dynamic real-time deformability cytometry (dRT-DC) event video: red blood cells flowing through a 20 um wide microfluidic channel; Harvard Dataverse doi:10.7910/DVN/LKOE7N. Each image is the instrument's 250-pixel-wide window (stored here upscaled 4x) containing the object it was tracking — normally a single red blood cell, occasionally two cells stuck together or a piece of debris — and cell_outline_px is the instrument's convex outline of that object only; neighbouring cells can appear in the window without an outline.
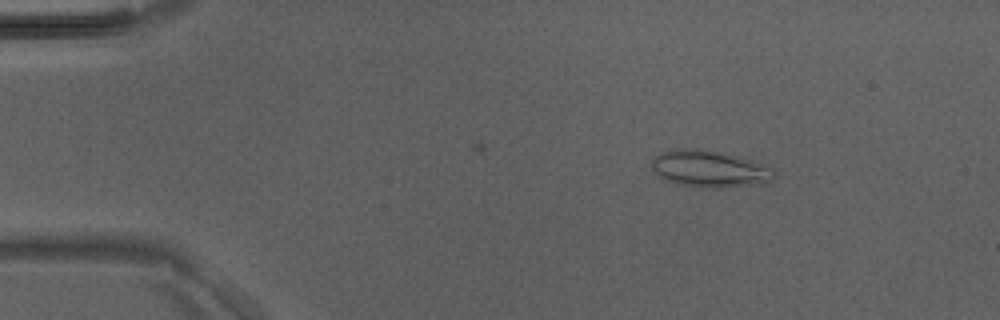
{"species": "Egyptian fruit bat (a non-hibernating species)", "species_latin": "Rousettus aegyptiacus", "temperature_condition": "room temperature", "stored_images_in_passage": 4, "camera_frame_rate_fps": 3000, "um_per_image_px": 0.085, "animal": {"sex": "male"}, "frame": {"image": 1, "passage_image": 2, "time_ms": 0.333, "image_size_px": [1000, 320], "cell_outline_px": [[776, 176], [772, 180], [760, 184], [720, 188], [700, 188], [680, 184], [664, 180], [652, 168], [652, 160], [656, 156], [664, 152], [680, 148], [700, 148], [720, 152], [768, 164], [776, 172]], "centroid_in_image_um": [60.37, 14.36], "position_along_channel_um": 24.6, "area_um2": 26.47}}